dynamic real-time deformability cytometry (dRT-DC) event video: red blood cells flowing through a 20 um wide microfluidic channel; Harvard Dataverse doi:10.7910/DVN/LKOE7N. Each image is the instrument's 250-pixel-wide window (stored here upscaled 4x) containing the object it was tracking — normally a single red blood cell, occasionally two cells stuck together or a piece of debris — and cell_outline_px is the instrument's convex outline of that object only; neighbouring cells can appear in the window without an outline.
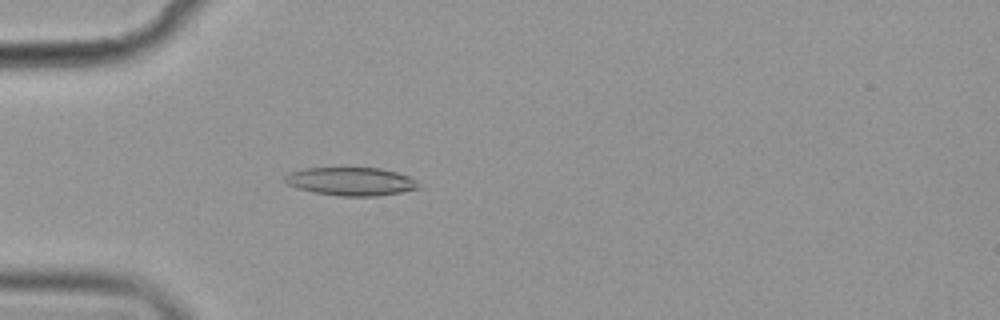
{"species": "common noctule bat (a hibernating species)", "species_latin": "Nyctalus noctula", "temperature_condition": "cold", "stored_images_in_passage": 57, "camera_frame_rate_fps": 3000, "um_per_image_px": 0.085, "animal": {"sex": "female", "body_mass_g": 19.9}, "frame": {"image": 1, "passage_image": 17, "time_ms": 5.333, "image_size_px": [1000, 320], "cell_outline_px": [[424, 188], [376, 196], [340, 196], [312, 192], [296, 188], [288, 184], [284, 180], [284, 176], [292, 172], [304, 168], [344, 164], [380, 168], [396, 172], [408, 176], [416, 180]], "centroid_in_image_um": [29.83, 15.37], "position_along_channel_um": 55.2, "area_um2": 23.18}}
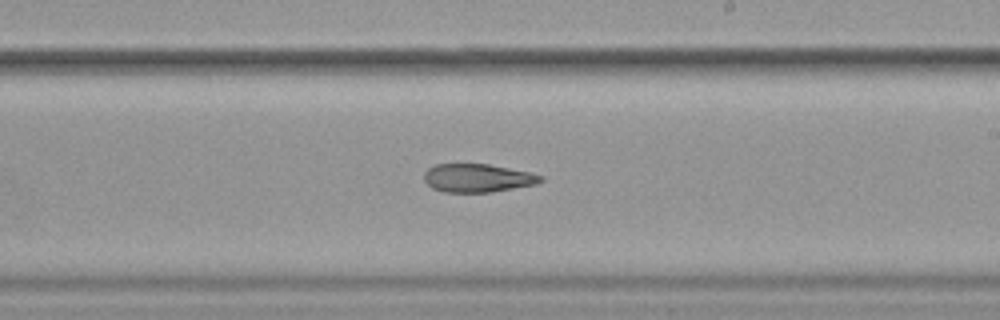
{"frame": {"image": 2, "passage_image": 34, "time_ms": 11.0, "image_size_px": [1000, 320], "cell_outline_px": [[544, 180], [536, 184], [492, 192], [444, 192], [432, 188], [424, 180], [424, 172], [428, 168], [436, 164], [488, 164], [532, 172], [544, 176]], "centroid_in_image_um": [40.62, 15.13], "position_along_channel_um": 248.4, "area_um2": 19.36}}
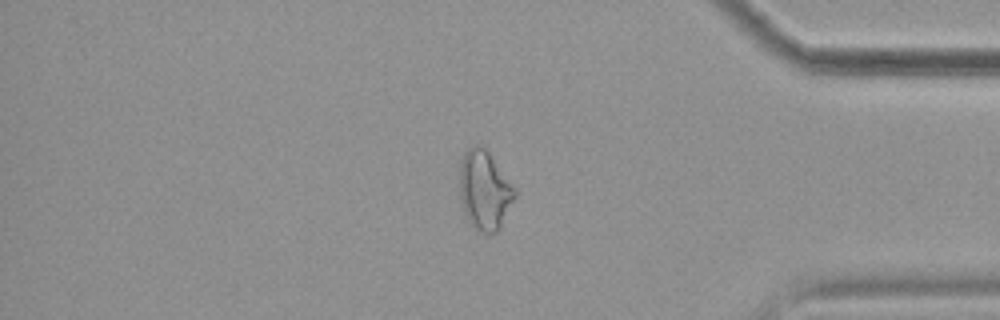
{"frame": {"image": 3, "passage_image": 48, "time_ms": 15.667, "image_size_px": [1000, 320], "cell_outline_px": [[516, 196], [496, 232], [476, 232], [468, 220], [464, 212], [460, 196], [460, 160], [464, 152], [472, 144], [476, 144], [484, 148], [488, 152], [516, 188]], "centroid_in_image_um": [41.17, 16.15], "position_along_channel_um": 394.0, "area_um2": 25.26}, "authors_computed_cell_mechanics": {"area_um2": 21.7328, "velocity_mm_per_s": 3.5804, "shape_relaxation_time_tau1_ms": null, "shape_relaxation_time_tau2_ms": 9.3099, "deformation_change_tau1": null, "deformation_change_tau2": 0.2063}}